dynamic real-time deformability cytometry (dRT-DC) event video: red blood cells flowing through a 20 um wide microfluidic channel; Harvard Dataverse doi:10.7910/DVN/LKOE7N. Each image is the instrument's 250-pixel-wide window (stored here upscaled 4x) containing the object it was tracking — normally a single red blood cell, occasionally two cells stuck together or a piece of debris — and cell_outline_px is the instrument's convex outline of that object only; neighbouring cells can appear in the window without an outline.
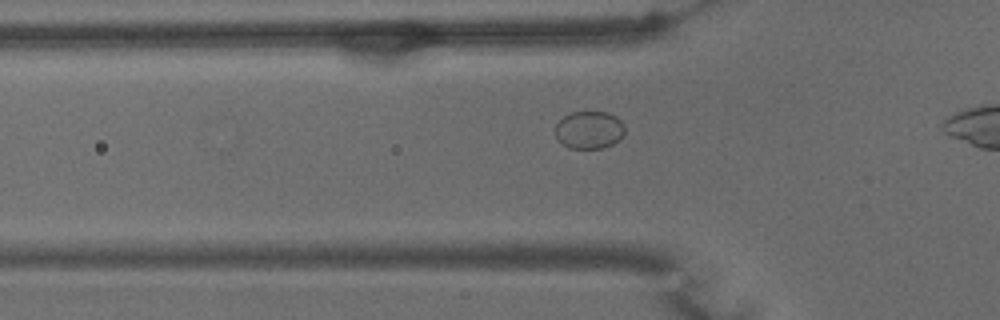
{"species": "common noctule bat (a hibernating species)", "species_latin": "Nyctalus noctula", "temperature_condition": "warm", "stored_images_in_passage": 13, "camera_frame_rate_fps": 3000, "um_per_image_px": 0.085, "animal": {"sex": "male", "body_mass_g": 15.6}, "frame": {"image": 1, "passage_image": 2, "time_ms": 0.333, "image_size_px": [1000, 320], "cell_outline_px": [[624, 136], [612, 144], [604, 148], [568, 148], [556, 136], [556, 124], [564, 116], [572, 112], [608, 112], [616, 116], [624, 124]], "centroid_in_image_um": [50.11, 11.04], "position_along_channel_um": 75.7, "area_um2": 15.2}}
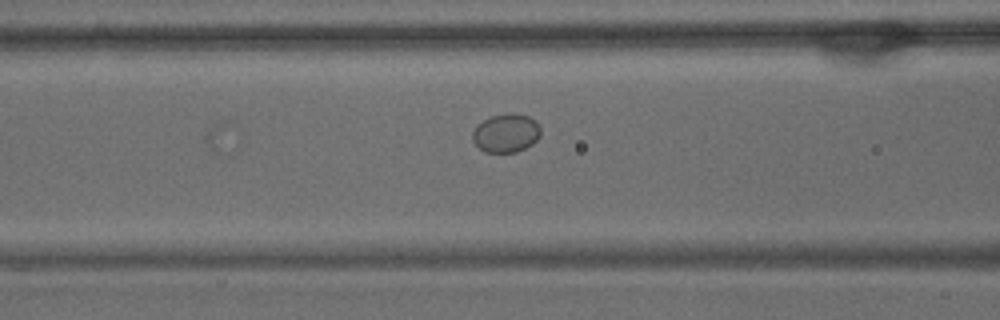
{"frame": {"image": 2, "passage_image": 6, "time_ms": 1.667, "image_size_px": [1000, 320], "cell_outline_px": [[540, 136], [532, 144], [516, 152], [484, 152], [472, 140], [472, 132], [476, 124], [492, 116], [512, 112], [516, 112], [528, 116], [536, 120], [540, 128]], "centroid_in_image_um": [43.01, 11.29], "position_along_channel_um": 123.6, "area_um2": 15.43}}
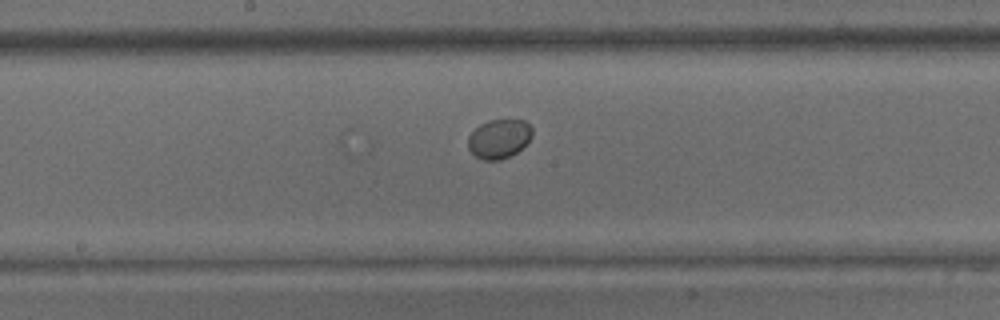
{"frame": {"image": 3, "passage_image": 13, "time_ms": 4.0, "image_size_px": [1000, 320], "cell_outline_px": [[532, 136], [516, 152], [500, 160], [484, 160], [476, 156], [468, 148], [468, 136], [480, 124], [488, 120], [524, 120], [532, 128]], "centroid_in_image_um": [42.4, 11.78], "position_along_channel_um": 205.8, "area_um2": 14.39}}